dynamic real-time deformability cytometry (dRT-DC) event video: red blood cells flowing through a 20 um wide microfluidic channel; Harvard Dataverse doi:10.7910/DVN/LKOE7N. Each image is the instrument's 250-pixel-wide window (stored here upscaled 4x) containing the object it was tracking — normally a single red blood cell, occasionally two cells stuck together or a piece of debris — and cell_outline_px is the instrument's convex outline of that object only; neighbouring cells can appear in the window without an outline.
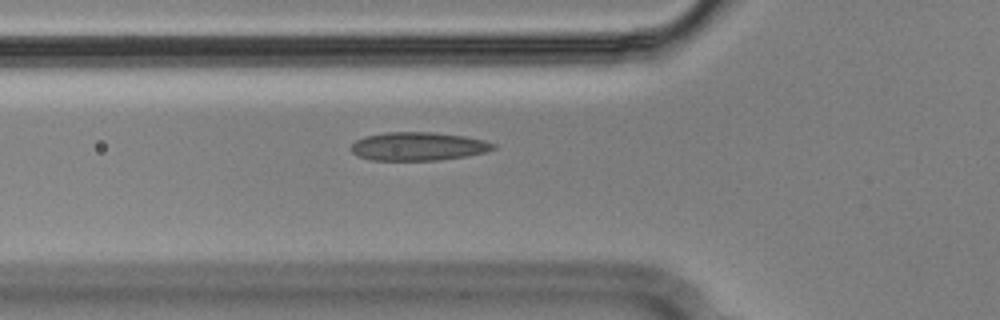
{"species": "Egyptian fruit bat (a non-hibernating species)", "species_latin": "Rousettus aegyptiacus", "temperature_condition": "cold", "stored_images_in_passage": 38, "camera_frame_rate_fps": 3000, "um_per_image_px": 0.085, "animal": {"sex": "male"}, "frame": {"image": 1, "passage_image": 6, "time_ms": 1.667, "image_size_px": [1000, 320], "cell_outline_px": [[496, 148], [488, 152], [468, 156], [436, 160], [372, 160], [360, 156], [352, 152], [352, 144], [356, 140], [364, 136], [388, 132], [432, 132], [464, 136], [484, 140], [496, 144]], "centroid_in_image_um": [35.59, 12.44], "position_along_channel_um": 90.2, "area_um2": 23.52}}
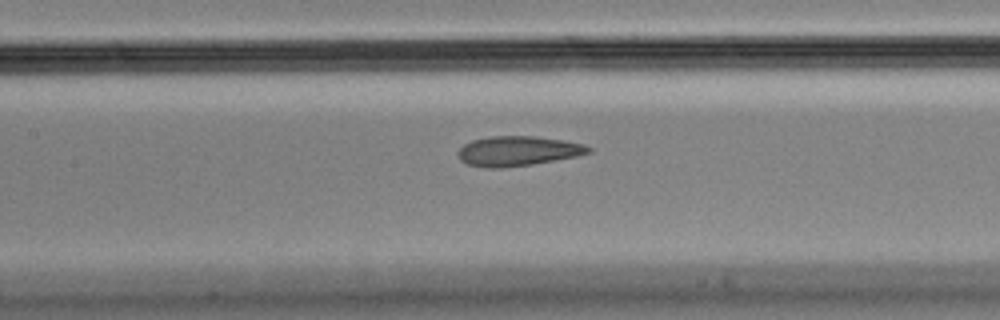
{"frame": {"image": 2, "passage_image": 12, "time_ms": 3.667, "image_size_px": [1000, 320], "cell_outline_px": [[592, 152], [576, 156], [532, 164], [500, 168], [488, 168], [468, 164], [460, 160], [456, 152], [464, 144], [472, 140], [488, 136], [536, 136], [564, 140], [584, 144], [592, 148]], "centroid_in_image_um": [44.01, 12.83], "position_along_channel_um": 163.4, "area_um2": 22.72}}
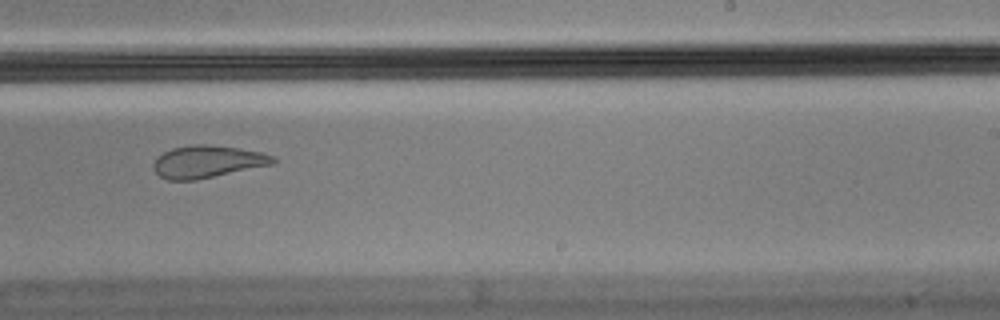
{"frame": {"image": 3, "passage_image": 21, "time_ms": 6.667, "image_size_px": [1000, 320], "cell_outline_px": [[276, 160], [272, 164], [196, 180], [168, 180], [160, 176], [152, 168], [152, 164], [156, 156], [172, 148], [192, 144], [204, 144], [240, 148], [260, 152], [276, 156]], "centroid_in_image_um": [17.59, 13.73], "position_along_channel_um": 271.4, "area_um2": 22.54}}